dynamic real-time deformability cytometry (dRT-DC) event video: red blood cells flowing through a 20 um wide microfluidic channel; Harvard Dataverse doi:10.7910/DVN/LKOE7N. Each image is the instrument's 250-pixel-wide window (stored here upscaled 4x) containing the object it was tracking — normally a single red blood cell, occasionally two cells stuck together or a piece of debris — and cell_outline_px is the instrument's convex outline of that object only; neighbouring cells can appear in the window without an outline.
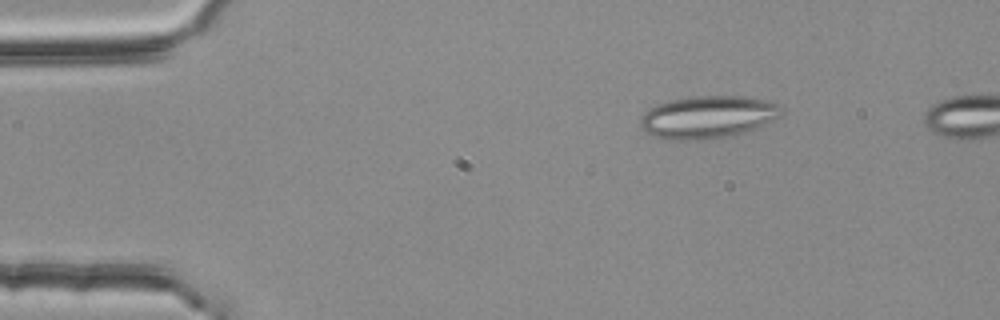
{"species": "common noctule bat (a hibernating species)", "species_latin": "Nyctalus noctula", "temperature_condition": "room temperature", "stored_images_in_passage": 44, "segment_of_instrument_passage": [1, 2], "camera_frame_rate_fps": 3000, "um_per_image_px": 0.085, "animal": {"sex": "female", "body_mass_g": 25.1}, "frame": {"image": 1, "passage_image": 1, "time_ms": 0.0, "image_size_px": [1000, 320], "cell_outline_px": [[784, 108], [780, 116], [748, 132], [732, 136], [700, 140], [664, 140], [652, 136], [644, 132], [640, 128], [640, 116], [648, 108], [656, 104], [668, 100], [692, 96], [744, 96], [768, 100]], "centroid_in_image_um": [60.11, 9.96], "position_along_channel_um": 24.9, "area_um2": 35.66}}